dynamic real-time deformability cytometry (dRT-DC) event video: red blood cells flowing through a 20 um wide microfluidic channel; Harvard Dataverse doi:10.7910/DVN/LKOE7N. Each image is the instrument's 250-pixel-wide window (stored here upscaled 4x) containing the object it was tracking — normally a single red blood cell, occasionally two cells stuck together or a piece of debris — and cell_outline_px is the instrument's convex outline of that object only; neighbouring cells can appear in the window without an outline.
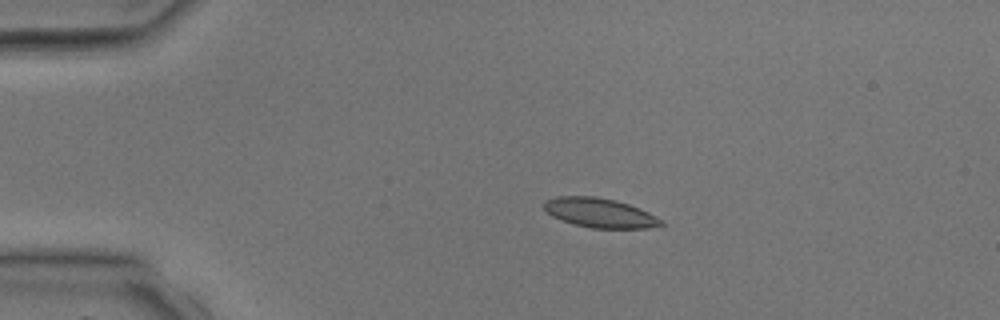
{"species": "common noctule bat (a hibernating species)", "species_latin": "Nyctalus noctula", "temperature_condition": "room temperature", "stored_images_in_passage": 3, "camera_frame_rate_fps": 3000, "um_per_image_px": 0.085, "animal": {"sex": "male", "body_mass_g": 17.9, "forearm_length_mm": 54.2}, "frame": {"image": 1, "passage_image": 2, "time_ms": 1.333, "image_size_px": [1000, 320], "cell_outline_px": [[664, 224], [648, 228], [592, 228], [572, 224], [560, 220], [552, 216], [544, 208], [544, 200], [556, 196], [596, 196], [616, 200], [640, 208], [664, 220]], "centroid_in_image_um": [50.97, 18.09], "position_along_channel_um": 34.0, "area_um2": 20.23}}